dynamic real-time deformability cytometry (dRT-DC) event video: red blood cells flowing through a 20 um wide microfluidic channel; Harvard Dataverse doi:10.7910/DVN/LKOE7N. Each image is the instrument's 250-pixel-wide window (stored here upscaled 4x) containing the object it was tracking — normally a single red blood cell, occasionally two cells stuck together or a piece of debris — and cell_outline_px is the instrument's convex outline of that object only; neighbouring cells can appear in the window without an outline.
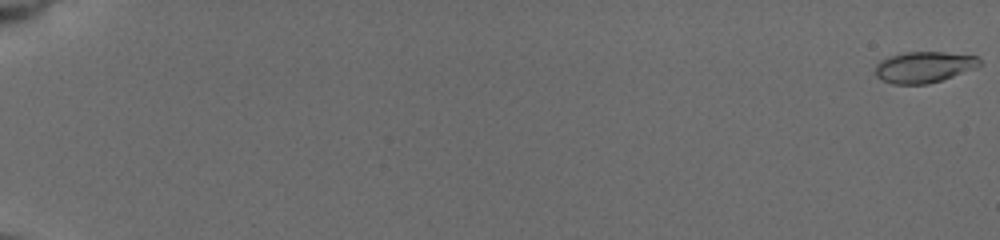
{"species": "common noctule bat (a hibernating species)", "species_latin": "Nyctalus noctula", "temperature_condition": "cold", "stored_images_in_passage": 58, "camera_frame_rate_fps": 3000, "um_per_image_px": 0.085, "animal": {"sex": "female", "body_mass_g": 19.5, "forearm_length_mm": 54.1}, "frame": {"image": 1, "passage_image": 1, "time_ms": 0.0, "image_size_px": [1000, 240], "cell_outline_px": [[980, 64], [976, 68], [928, 84], [892, 84], [876, 76], [876, 64], [880, 60], [888, 56], [904, 52], [944, 52], [980, 56]], "centroid_in_image_um": [78.54, 5.69], "position_along_channel_um": 6.5, "area_um2": 18.9}}
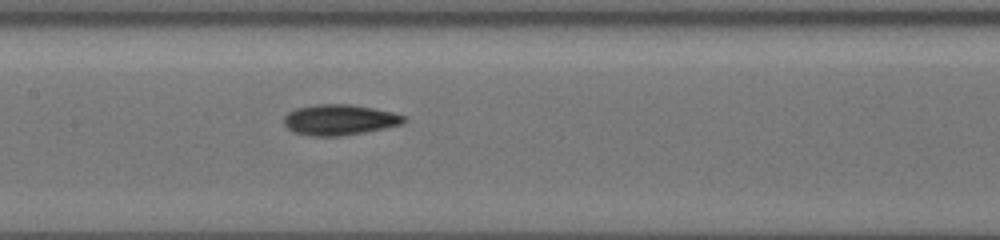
{"frame": {"image": 2, "passage_image": 32, "time_ms": 10.333, "image_size_px": [1000, 240], "cell_outline_px": [[404, 120], [400, 124], [384, 128], [364, 132], [340, 136], [312, 136], [296, 132], [288, 128], [284, 124], [284, 116], [288, 112], [296, 108], [316, 104], [352, 104], [392, 112], [404, 116]], "centroid_in_image_um": [28.81, 10.17], "position_along_channel_um": 178.6, "area_um2": 21.15}}
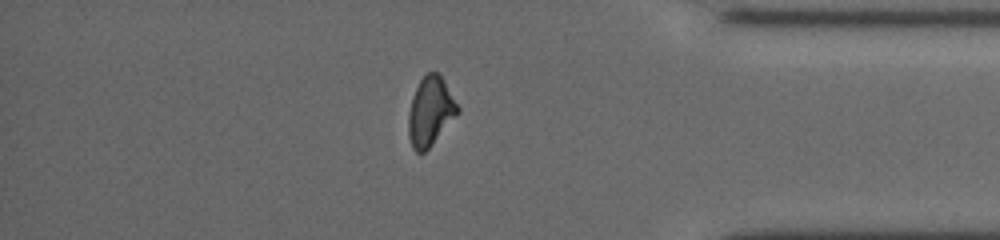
{"frame": {"image": 3, "passage_image": 51, "time_ms": 16.667, "image_size_px": [1000, 240], "cell_outline_px": [[460, 112], [432, 144], [424, 152], [416, 152], [412, 148], [408, 136], [408, 112], [412, 96], [420, 80], [428, 72], [440, 72], [460, 108]], "centroid_in_image_um": [36.58, 9.45], "position_along_channel_um": 398.6, "area_um2": 19.94}}